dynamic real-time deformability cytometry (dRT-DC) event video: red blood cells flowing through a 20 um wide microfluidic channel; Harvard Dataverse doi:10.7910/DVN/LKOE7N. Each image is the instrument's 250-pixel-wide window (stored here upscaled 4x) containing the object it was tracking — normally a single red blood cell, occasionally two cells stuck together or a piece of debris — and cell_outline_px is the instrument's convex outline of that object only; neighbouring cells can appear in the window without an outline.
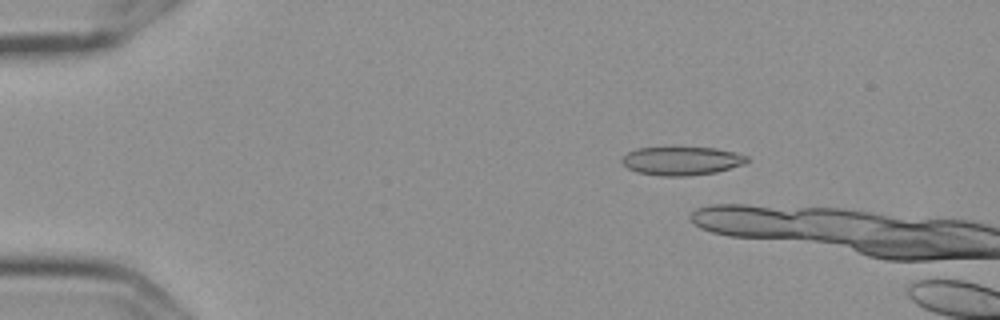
{"species": "Egyptian fruit bat (a non-hibernating species)", "species_latin": "Rousettus aegyptiacus", "temperature_condition": "cold", "stored_images_in_passage": 4, "camera_frame_rate_fps": 3000, "um_per_image_px": 0.085, "frame": {"image": 1, "passage_image": 2, "time_ms": 0.333, "image_size_px": [1000, 320], "cell_outline_px": [[748, 160], [744, 164], [716, 172], [688, 176], [660, 176], [636, 172], [628, 168], [620, 160], [620, 156], [636, 148], [716, 148], [736, 152], [748, 156]], "centroid_in_image_um": [57.92, 13.68], "position_along_channel_um": 27.1, "area_um2": 20.81}}